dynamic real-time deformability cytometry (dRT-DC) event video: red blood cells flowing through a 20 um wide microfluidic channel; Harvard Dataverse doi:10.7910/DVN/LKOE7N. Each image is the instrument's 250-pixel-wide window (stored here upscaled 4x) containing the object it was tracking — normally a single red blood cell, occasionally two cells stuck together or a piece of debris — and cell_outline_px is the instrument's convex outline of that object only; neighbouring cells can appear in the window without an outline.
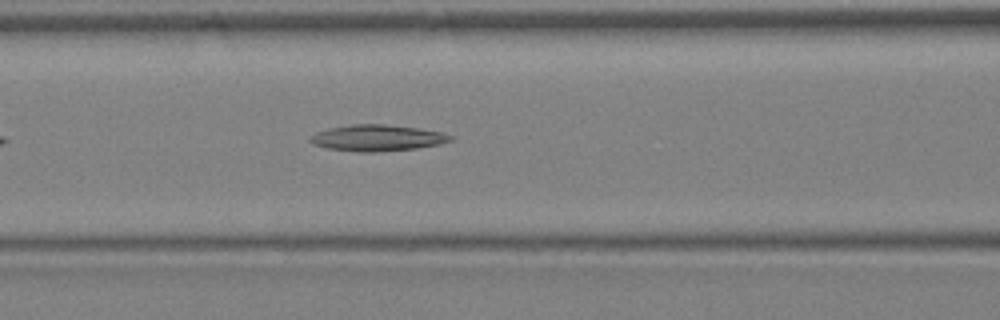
{"species": "Egyptian fruit bat (a non-hibernating species)", "species_latin": "Rousettus aegyptiacus", "temperature_condition": "warm", "stored_images_in_passage": 23, "camera_frame_rate_fps": 3000, "um_per_image_px": 0.085, "animal": {"sex": "female"}, "frame": {"image": 1, "passage_image": 5, "time_ms": 1.333, "image_size_px": [1000, 320], "cell_outline_px": [[456, 136], [452, 140], [440, 144], [416, 148], [376, 152], [360, 152], [328, 148], [312, 144], [308, 140], [316, 132], [328, 128], [352, 124], [384, 124], [416, 128], [440, 132]], "centroid_in_image_um": [32.06, 11.72], "position_along_channel_um": 134.5, "area_um2": 21.39}}
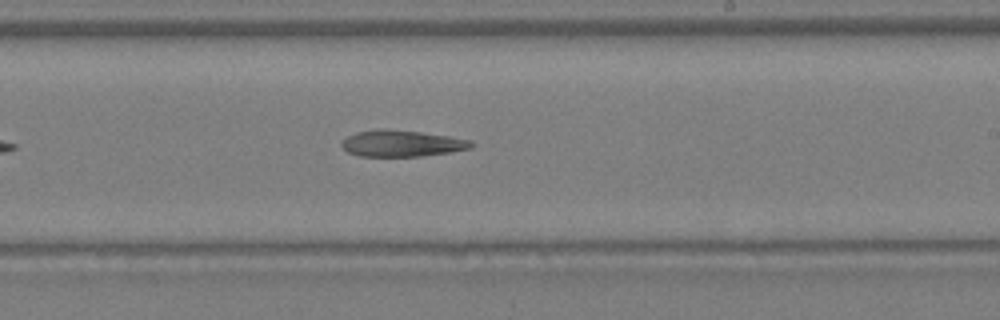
{"frame": {"image": 2, "passage_image": 11, "time_ms": 3.333, "image_size_px": [1000, 320], "cell_outline_px": [[476, 144], [472, 148], [448, 152], [420, 156], [360, 156], [348, 152], [340, 144], [340, 140], [356, 132], [384, 128], [420, 132], [448, 136], [472, 140]], "centroid_in_image_um": [34.15, 12.18], "position_along_channel_um": 254.9, "area_um2": 19.94}}
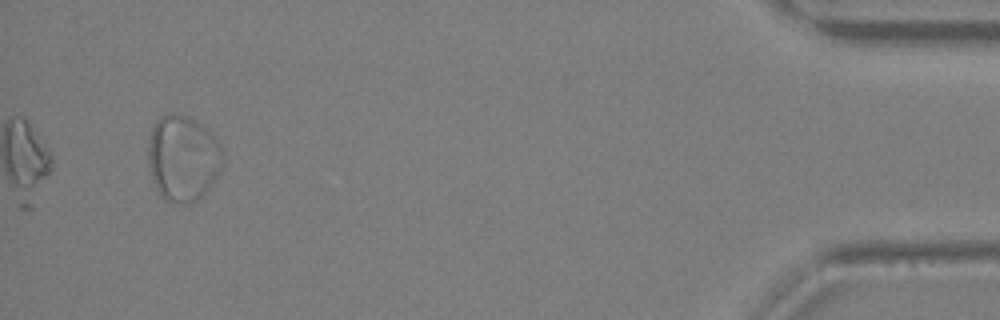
{"frame": {"image": 3, "passage_image": 23, "time_ms": 7.333, "image_size_px": [1000, 320], "cell_outline_px": [[224, 164], [208, 188], [196, 200], [188, 204], [176, 204], [164, 200], [160, 196], [152, 180], [148, 164], [148, 140], [152, 128], [156, 120], [160, 116], [172, 112], [184, 116], [200, 124], [220, 144], [224, 152]], "centroid_in_image_um": [15.52, 13.47], "position_along_channel_um": 419.7, "area_um2": 37.45}}